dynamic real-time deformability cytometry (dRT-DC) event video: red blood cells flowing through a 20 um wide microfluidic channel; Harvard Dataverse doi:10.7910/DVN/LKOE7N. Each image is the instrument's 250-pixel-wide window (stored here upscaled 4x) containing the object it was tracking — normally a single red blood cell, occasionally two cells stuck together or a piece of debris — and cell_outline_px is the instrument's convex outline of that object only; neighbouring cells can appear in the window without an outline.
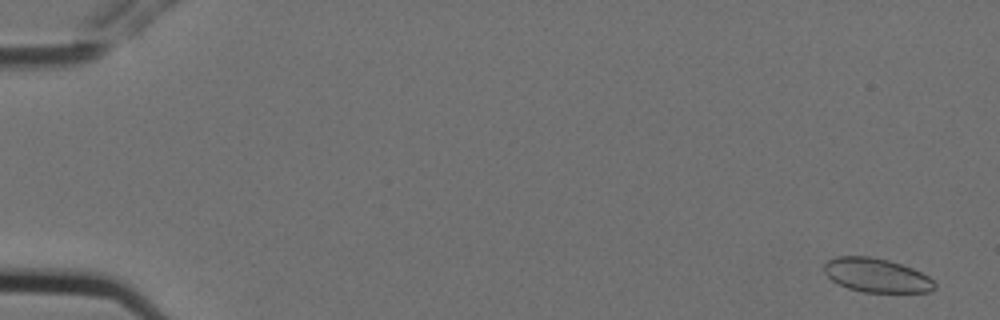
{"species": "Egyptian fruit bat (a non-hibernating species)", "species_latin": "Rousettus aegyptiacus", "temperature_condition": "cold", "stored_images_in_passage": 6, "camera_frame_rate_fps": 3000, "um_per_image_px": 0.085, "animal": {"sex": "female"}, "frame": {"image": 1, "passage_image": 1, "time_ms": 0.0, "image_size_px": [1000, 320], "cell_outline_px": [[936, 288], [932, 292], [864, 292], [848, 288], [832, 280], [824, 272], [824, 264], [828, 260], [836, 256], [868, 256], [888, 260], [912, 268], [928, 276], [936, 284]], "centroid_in_image_um": [74.51, 23.4], "position_along_channel_um": 10.5, "area_um2": 21.79}}
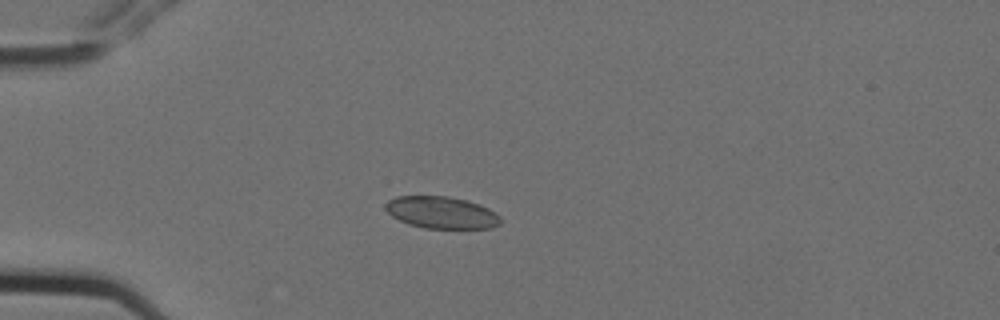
{"frame": {"image": 2, "passage_image": 5, "time_ms": 1.333, "image_size_px": [1000, 320], "cell_outline_px": [[500, 224], [492, 228], [424, 228], [408, 224], [392, 216], [384, 208], [384, 204], [388, 200], [396, 196], [448, 196], [480, 204], [496, 212], [500, 216]], "centroid_in_image_um": [37.52, 18.06], "position_along_channel_um": 47.5, "area_um2": 21.5}}